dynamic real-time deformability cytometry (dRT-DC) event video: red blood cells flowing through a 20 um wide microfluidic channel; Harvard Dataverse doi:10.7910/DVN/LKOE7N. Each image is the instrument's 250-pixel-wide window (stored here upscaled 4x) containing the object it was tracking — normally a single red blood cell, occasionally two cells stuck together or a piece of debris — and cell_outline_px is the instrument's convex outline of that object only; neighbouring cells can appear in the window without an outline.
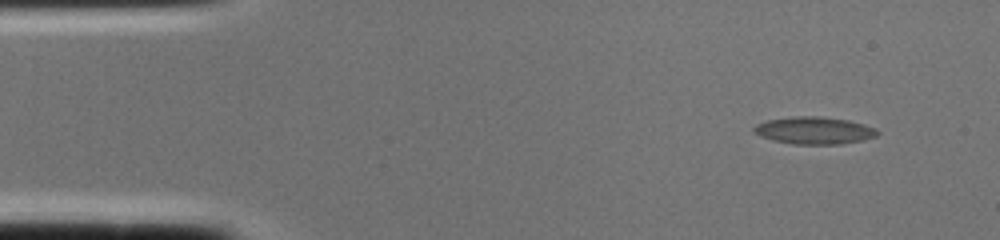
{"species": "common noctule bat (a hibernating species)", "species_latin": "Nyctalus noctula", "temperature_condition": "cold", "stored_images_in_passage": 1, "camera_frame_rate_fps": 3000, "um_per_image_px": 0.085, "animal": {"sex": "female", "body_mass_g": 22.0, "forearm_length_mm": 56.7}, "frame": {"image": 1, "passage_image": 1, "time_ms": 0.0, "image_size_px": [1000, 240], "cell_outline_px": [[880, 132], [876, 136], [864, 140], [840, 144], [792, 144], [772, 140], [760, 136], [752, 132], [752, 128], [756, 124], [768, 120], [792, 116], [820, 116], [848, 120], [864, 124], [876, 128]], "centroid_in_image_um": [69.2, 11.09], "position_along_channel_um": 15.8, "area_um2": 19.83}}